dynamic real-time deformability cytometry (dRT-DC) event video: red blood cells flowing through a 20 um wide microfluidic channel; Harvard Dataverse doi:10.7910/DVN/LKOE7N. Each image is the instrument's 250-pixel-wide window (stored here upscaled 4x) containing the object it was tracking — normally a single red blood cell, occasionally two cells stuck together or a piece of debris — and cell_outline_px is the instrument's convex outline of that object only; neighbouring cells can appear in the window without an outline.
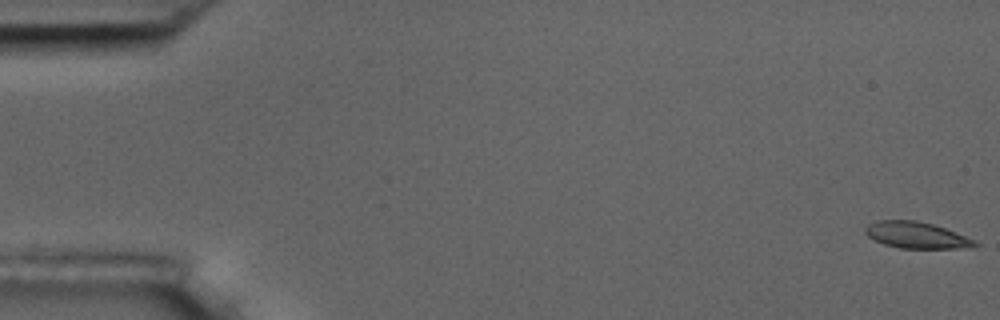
{"species": "common noctule bat (a hibernating species)", "species_latin": "Nyctalus noctula", "temperature_condition": "room temperature", "stored_images_in_passage": 5, "camera_frame_rate_fps": 3000, "um_per_image_px": 0.085, "animal": {"sex": "male", "body_mass_g": 17.5, "forearm_length_mm": 52.3}, "frame": {"image": 1, "passage_image": 1, "time_ms": 0.0, "image_size_px": [1000, 320], "cell_outline_px": [[980, 244], [960, 248], [900, 248], [884, 244], [868, 236], [864, 232], [864, 228], [868, 224], [876, 220], [916, 220], [932, 224], [944, 228], [976, 240]], "centroid_in_image_um": [77.86, 19.98], "position_along_channel_um": 7.1, "area_um2": 16.7}}
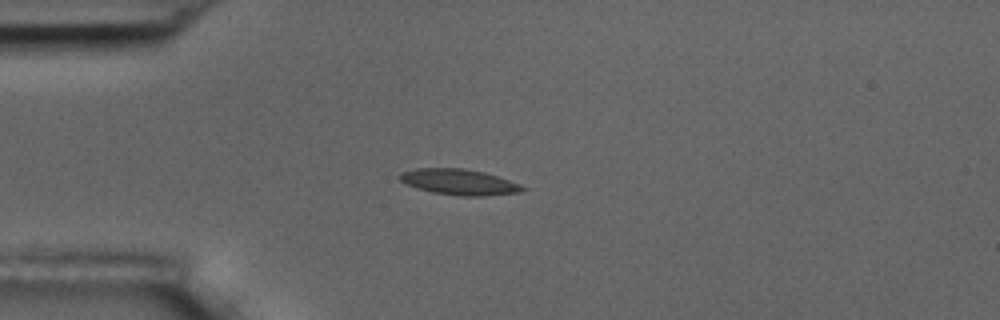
{"frame": {"image": 2, "passage_image": 5, "time_ms": 4.667, "image_size_px": [1000, 320], "cell_outline_px": [[528, 188], [520, 192], [484, 196], [460, 196], [432, 192], [404, 184], [396, 176], [400, 172], [416, 168], [464, 168], [484, 172], [520, 184]], "centroid_in_image_um": [38.98, 15.47], "position_along_channel_um": 46.0, "area_um2": 18.55}}